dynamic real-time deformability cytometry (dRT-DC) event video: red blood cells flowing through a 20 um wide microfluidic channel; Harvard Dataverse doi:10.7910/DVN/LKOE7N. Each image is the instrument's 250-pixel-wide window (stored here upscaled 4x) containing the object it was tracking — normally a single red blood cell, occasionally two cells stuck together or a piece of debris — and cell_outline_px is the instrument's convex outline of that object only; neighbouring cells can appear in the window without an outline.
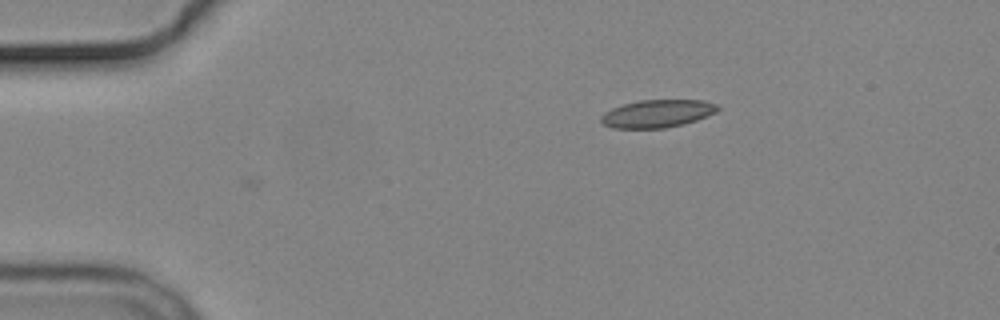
{"species": "common noctule bat (a hibernating species)", "species_latin": "Nyctalus noctula", "temperature_condition": "cold", "stored_images_in_passage": 4, "camera_frame_rate_fps": 3000, "um_per_image_px": 0.085, "animal": {"sex": "male", "body_mass_g": 19.2, "forearm_length_mm": 51.8}, "frame": {"image": 1, "passage_image": 4, "time_ms": 3.667, "image_size_px": [1000, 320], "cell_outline_px": [[720, 108], [716, 112], [696, 120], [684, 124], [664, 128], [612, 128], [604, 124], [600, 120], [600, 116], [604, 112], [612, 108], [624, 104], [640, 100], [704, 100], [716, 104]], "centroid_in_image_um": [55.86, 9.65], "position_along_channel_um": 29.1, "area_um2": 18.84}}